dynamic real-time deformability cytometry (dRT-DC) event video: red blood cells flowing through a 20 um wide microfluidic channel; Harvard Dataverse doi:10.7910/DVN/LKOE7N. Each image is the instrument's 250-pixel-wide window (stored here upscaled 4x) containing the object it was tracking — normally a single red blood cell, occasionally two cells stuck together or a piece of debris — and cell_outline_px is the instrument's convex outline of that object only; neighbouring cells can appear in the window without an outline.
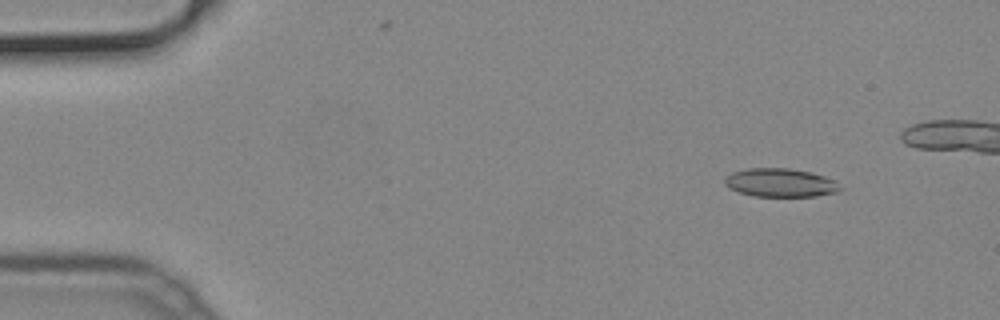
{"species": "common noctule bat (a hibernating species)", "species_latin": "Nyctalus noctula", "temperature_condition": "cold", "stored_images_in_passage": 17, "camera_frame_rate_fps": 3000, "um_per_image_px": 0.085, "animal": {"sex": "male", "body_mass_g": 19.2, "forearm_length_mm": 51.8}, "frame": {"image": 1, "passage_image": 6, "time_ms": 1.667, "image_size_px": [1000, 320], "cell_outline_px": [[844, 188], [840, 192], [816, 196], [752, 196], [728, 188], [724, 184], [724, 176], [732, 172], [748, 168], [788, 168], [812, 172], [824, 176], [832, 180]], "centroid_in_image_um": [66.32, 15.53], "position_along_channel_um": 18.7, "area_um2": 19.36}}
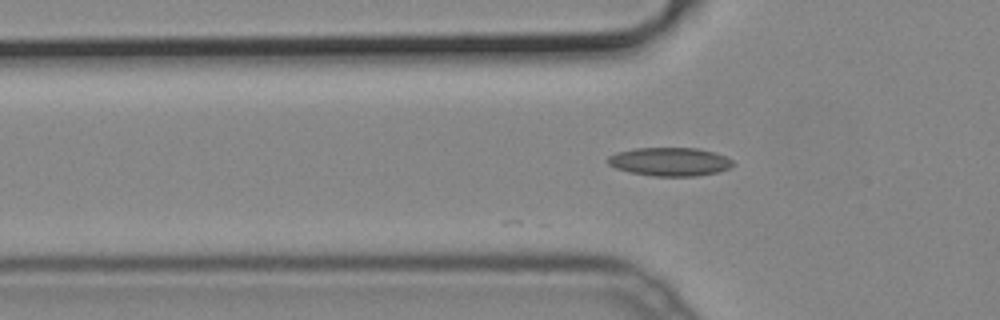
{"frame": {"image": 2, "passage_image": 17, "time_ms": 5.333, "image_size_px": [1000, 320], "cell_outline_px": [[736, 164], [720, 172], [696, 176], [652, 176], [628, 172], [616, 168], [608, 164], [604, 160], [608, 156], [616, 152], [636, 148], [696, 148], [712, 152], [724, 156], [732, 160]], "centroid_in_image_um": [56.89, 13.75], "position_along_channel_um": 68.9, "area_um2": 20.92}}